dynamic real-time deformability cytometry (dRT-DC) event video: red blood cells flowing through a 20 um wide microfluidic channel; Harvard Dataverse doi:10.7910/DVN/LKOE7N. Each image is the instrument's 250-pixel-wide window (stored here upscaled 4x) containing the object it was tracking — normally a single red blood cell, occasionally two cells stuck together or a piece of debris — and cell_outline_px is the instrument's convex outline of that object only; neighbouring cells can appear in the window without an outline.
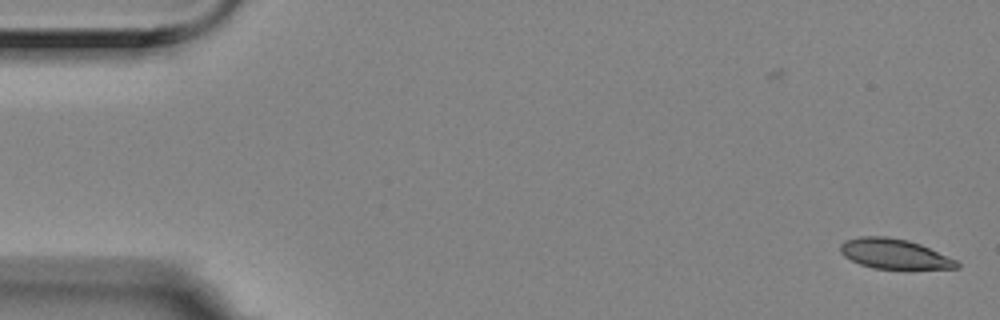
{"species": "Egyptian fruit bat (a non-hibernating species)", "species_latin": "Rousettus aegyptiacus", "temperature_condition": "room temperature", "stored_images_in_passage": 2, "camera_frame_rate_fps": 3000, "um_per_image_px": 0.085, "animal": {"sex": "female"}, "frame": {"image": 1, "passage_image": 2, "time_ms": 0.333, "image_size_px": [1000, 320], "cell_outline_px": [[960, 268], [872, 268], [860, 264], [844, 256], [840, 252], [840, 244], [844, 240], [860, 236], [884, 236], [908, 240], [920, 244], [956, 260], [960, 264]], "centroid_in_image_um": [75.97, 21.56], "position_along_channel_um": 9.0, "area_um2": 20.06}}